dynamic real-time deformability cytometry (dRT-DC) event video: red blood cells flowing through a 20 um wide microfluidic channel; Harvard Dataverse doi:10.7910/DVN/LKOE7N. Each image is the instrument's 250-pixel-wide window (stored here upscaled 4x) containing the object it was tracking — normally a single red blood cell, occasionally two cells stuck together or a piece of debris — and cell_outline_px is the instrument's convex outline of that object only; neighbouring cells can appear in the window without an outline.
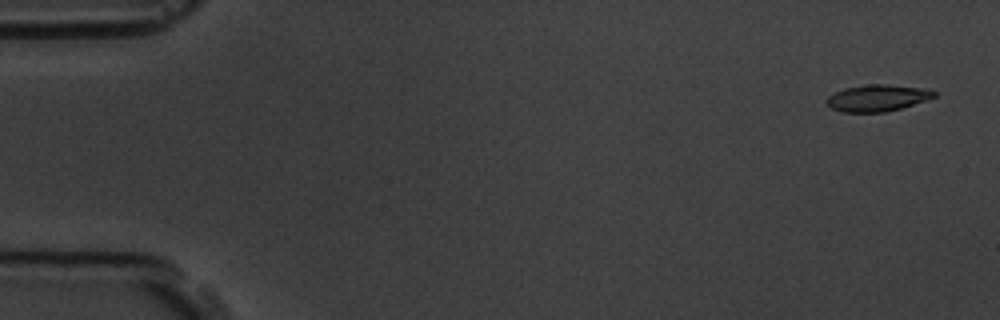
{"species": "common noctule bat (a hibernating species)", "species_latin": "Nyctalus noctula", "temperature_condition": "room temperature", "stored_images_in_passage": 5, "camera_frame_rate_fps": 3000, "um_per_image_px": 0.085, "animal": {"sex": "male", "body_mass_g": 19.5, "forearm_length_mm": 54.6}, "frame": {"image": 1, "passage_image": 1, "time_ms": 0.0, "image_size_px": [1000, 320], "cell_outline_px": [[936, 96], [900, 108], [884, 112], [844, 112], [832, 108], [824, 100], [828, 96], [844, 88], [868, 84], [888, 84], [924, 88], [936, 92]], "centroid_in_image_um": [74.55, 8.31], "position_along_channel_um": 10.5, "area_um2": 16.47}}
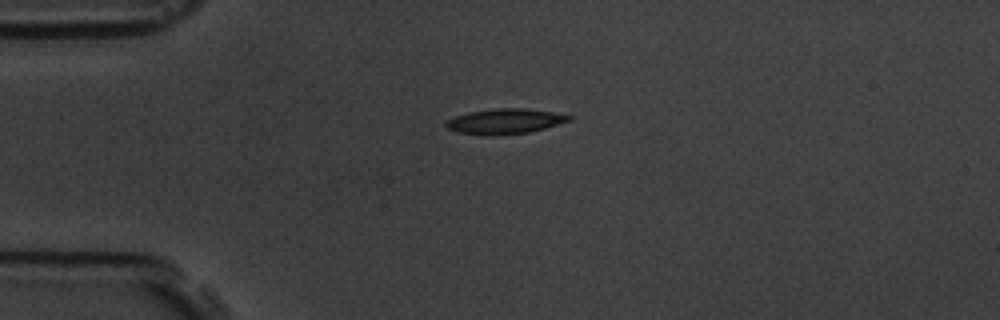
{"frame": {"image": 2, "passage_image": 4, "time_ms": 3.667, "image_size_px": [1000, 320], "cell_outline_px": [[572, 120], [544, 128], [528, 132], [456, 132], [448, 128], [444, 124], [448, 120], [456, 116], [468, 112], [492, 108], [524, 108], [552, 112], [572, 116]], "centroid_in_image_um": [42.96, 10.24], "position_along_channel_um": 42.0, "area_um2": 16.94}}